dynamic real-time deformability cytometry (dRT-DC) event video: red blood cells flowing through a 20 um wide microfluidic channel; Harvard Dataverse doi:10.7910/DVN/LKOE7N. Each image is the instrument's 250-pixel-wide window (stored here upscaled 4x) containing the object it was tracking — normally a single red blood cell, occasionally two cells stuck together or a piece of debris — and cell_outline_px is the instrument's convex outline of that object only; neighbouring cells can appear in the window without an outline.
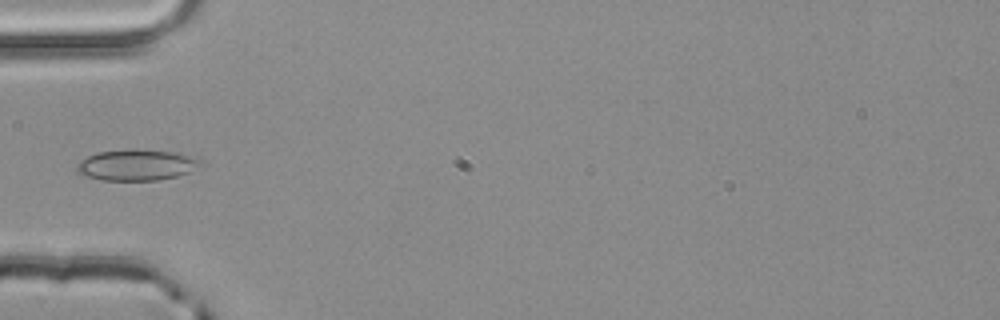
{"species": "common noctule bat (a hibernating species)", "species_latin": "Nyctalus noctula", "temperature_condition": "room temperature", "stored_images_in_passage": 3, "camera_frame_rate_fps": 3000, "um_per_image_px": 0.085, "animal": {"sex": "male", "body_mass_g": 20.4}, "frame": {"image": 1, "passage_image": 3, "time_ms": 0.667, "image_size_px": [1000, 320], "cell_outline_px": [[200, 160], [188, 172], [176, 176], [156, 180], [100, 180], [76, 172], [76, 164], [80, 160], [96, 152], [132, 148], [136, 148], [172, 152], [188, 156]], "centroid_in_image_um": [11.47, 14.01], "position_along_channel_um": 73.5, "area_um2": 22.02}}